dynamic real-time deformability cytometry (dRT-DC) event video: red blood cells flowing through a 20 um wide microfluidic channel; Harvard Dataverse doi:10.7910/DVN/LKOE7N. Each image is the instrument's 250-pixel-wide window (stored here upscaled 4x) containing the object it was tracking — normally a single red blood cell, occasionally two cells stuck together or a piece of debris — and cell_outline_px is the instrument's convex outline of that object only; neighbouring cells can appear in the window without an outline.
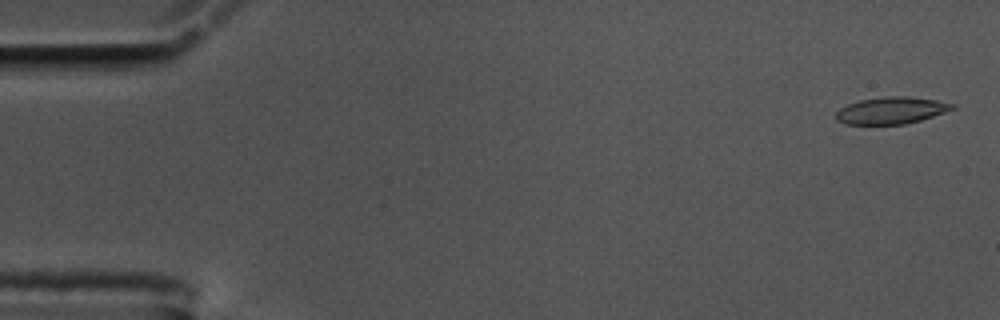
{"species": "common noctule bat (a hibernating species)", "species_latin": "Nyctalus noctula", "temperature_condition": "cold", "stored_images_in_passage": 56, "camera_frame_rate_fps": 3000, "um_per_image_px": 0.085, "animal": {"sex": "male", "body_mass_g": 17.5, "forearm_length_mm": 52.3}, "frame": {"image": 1, "passage_image": 2, "time_ms": 0.333, "image_size_px": [1000, 320], "cell_outline_px": [[956, 108], [920, 120], [904, 124], [844, 124], [836, 120], [836, 112], [840, 108], [848, 104], [860, 100], [884, 96], [908, 96], [936, 100], [956, 104]], "centroid_in_image_um": [75.75, 9.38], "position_along_channel_um": 9.2, "area_um2": 18.21}}
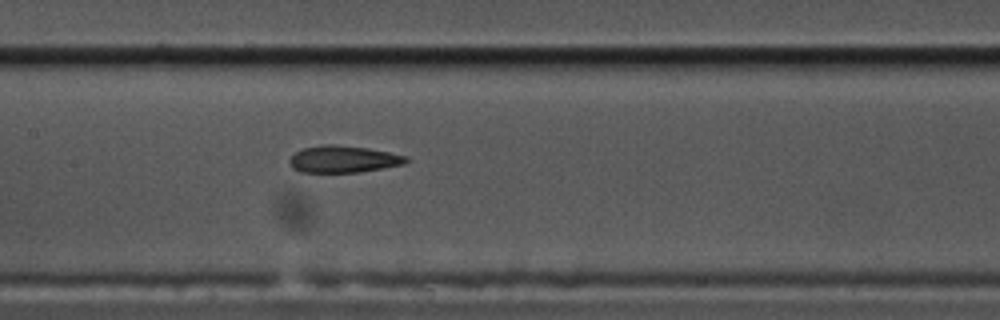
{"frame": {"image": 2, "passage_image": 27, "time_ms": 8.667, "image_size_px": [1000, 320], "cell_outline_px": [[408, 160], [404, 164], [384, 168], [360, 172], [300, 172], [292, 168], [288, 160], [296, 152], [304, 148], [320, 144], [332, 144], [368, 148], [408, 156]], "centroid_in_image_um": [29.18, 13.53], "position_along_channel_um": 178.2, "area_um2": 18.32}}
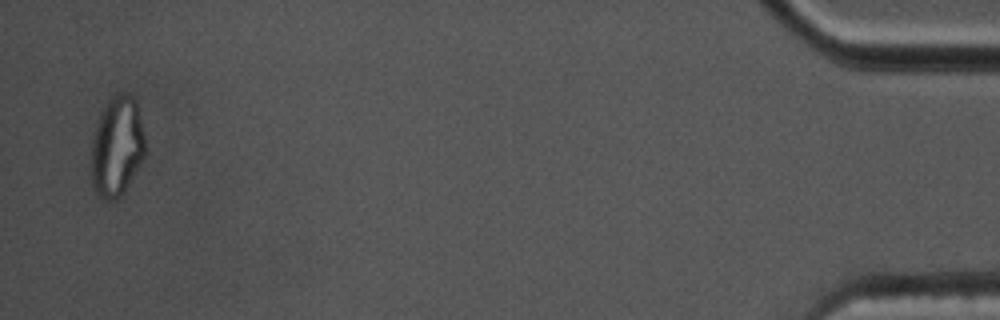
{"frame": {"image": 3, "passage_image": 55, "time_ms": 18.0, "image_size_px": [1000, 320], "cell_outline_px": [[144, 156], [124, 192], [116, 200], [104, 200], [100, 196], [92, 184], [92, 140], [100, 112], [108, 100], [116, 92], [128, 92], [136, 100], [144, 136]], "centroid_in_image_um": [9.93, 12.41], "position_along_channel_um": 425.3, "area_um2": 31.21}, "authors_computed_cell_mechanics": {"area_um2": 19.1029, "velocity_mm_per_s": 3.5827, "shape_relaxation_time_tau1_ms": null, "shape_relaxation_time_tau2_ms": 2.6093, "deformation_change_tau1": null, "deformation_change_tau2": 0.0944}}